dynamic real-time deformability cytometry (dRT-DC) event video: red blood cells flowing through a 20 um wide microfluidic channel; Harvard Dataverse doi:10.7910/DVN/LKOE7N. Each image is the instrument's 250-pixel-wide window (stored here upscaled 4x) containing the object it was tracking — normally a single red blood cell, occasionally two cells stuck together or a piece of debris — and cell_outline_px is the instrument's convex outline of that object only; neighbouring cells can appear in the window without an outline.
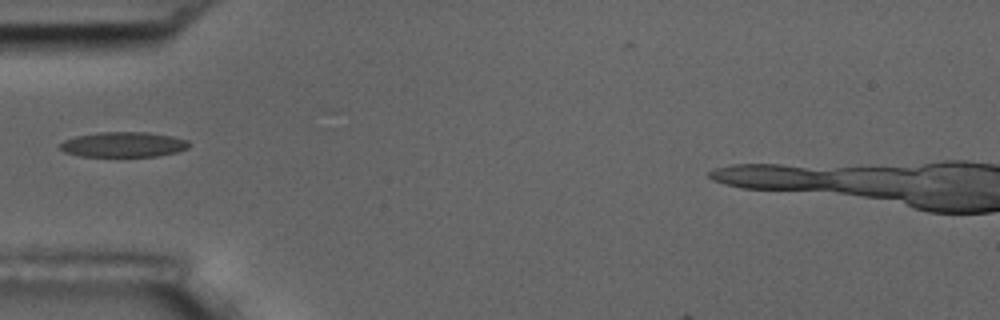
{"species": "common noctule bat (a hibernating species)", "species_latin": "Nyctalus noctula", "temperature_condition": "room temperature", "stored_images_in_passage": 20, "camera_frame_rate_fps": 3000, "um_per_image_px": 0.085, "animal": {"sex": "male", "body_mass_g": 17.5, "forearm_length_mm": 52.3}, "frame": {"image": 1, "passage_image": 1, "time_ms": 0.0, "image_size_px": [1000, 320], "cell_outline_px": [[188, 148], [176, 152], [156, 156], [80, 156], [64, 152], [60, 148], [60, 144], [64, 140], [76, 136], [96, 132], [148, 132], [172, 136], [188, 140]], "centroid_in_image_um": [10.47, 12.28], "position_along_channel_um": 74.5, "area_um2": 18.84}}
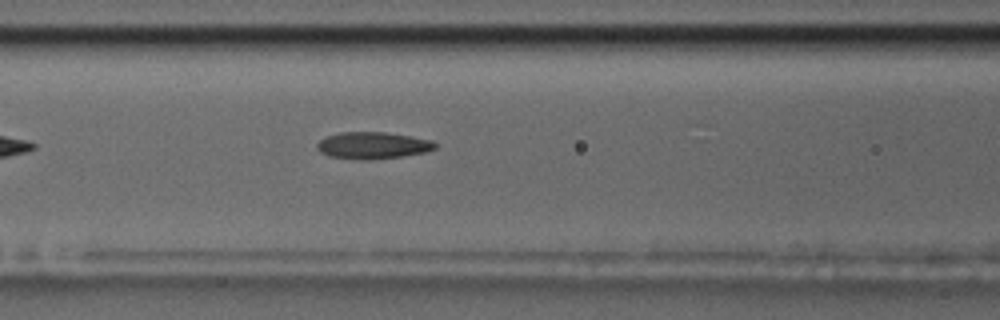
{"frame": {"image": 2, "passage_image": 6, "time_ms": 1.667, "image_size_px": [1000, 320], "cell_outline_px": [[436, 148], [424, 152], [404, 156], [368, 160], [328, 156], [320, 152], [316, 148], [316, 144], [324, 136], [340, 132], [384, 132], [432, 140], [436, 144]], "centroid_in_image_um": [31.64, 12.36], "position_along_channel_um": 135.0, "area_um2": 18.44}}
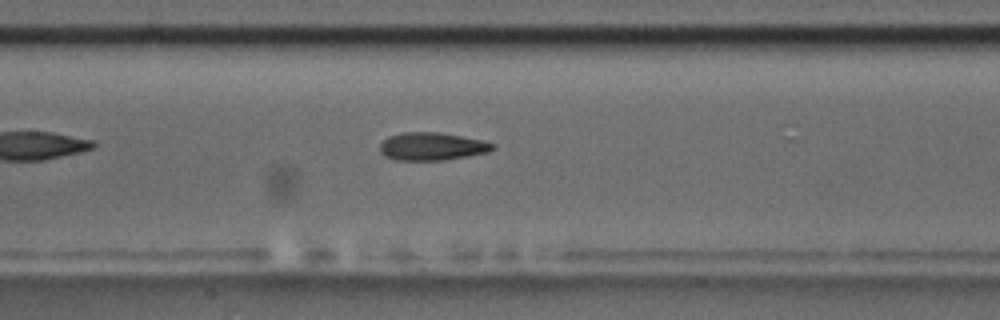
{"frame": {"image": 3, "passage_image": 9, "time_ms": 2.667, "image_size_px": [1000, 320], "cell_outline_px": [[496, 148], [488, 152], [468, 156], [444, 160], [396, 160], [384, 156], [380, 152], [380, 144], [388, 136], [404, 132], [440, 132], [480, 140], [496, 144]], "centroid_in_image_um": [36.71, 12.45], "position_along_channel_um": 170.7, "area_um2": 18.32}}